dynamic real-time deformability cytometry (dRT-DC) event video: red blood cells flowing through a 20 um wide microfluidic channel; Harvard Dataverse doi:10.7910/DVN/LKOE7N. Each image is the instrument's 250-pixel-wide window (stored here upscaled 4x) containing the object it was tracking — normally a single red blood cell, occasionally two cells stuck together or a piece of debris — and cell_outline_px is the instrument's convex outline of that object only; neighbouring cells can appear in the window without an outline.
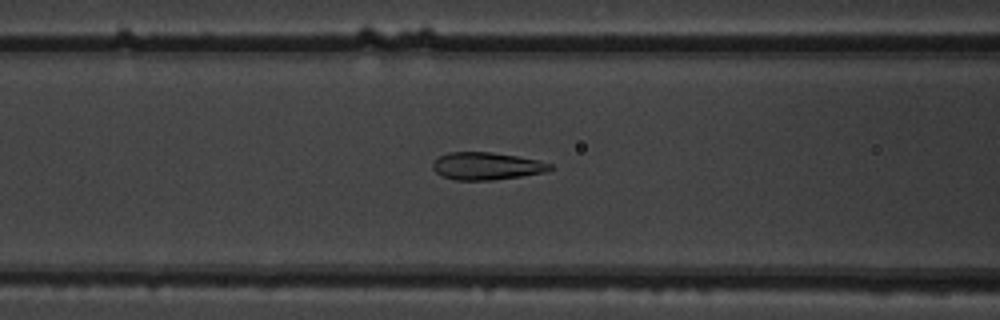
{"species": "common noctule bat (a hibernating species)", "species_latin": "Nyctalus noctula", "temperature_condition": "warm", "stored_images_in_passage": 52, "camera_frame_rate_fps": 3000, "um_per_image_px": 0.085, "animal": {"sex": "male", "body_mass_g": 19.5, "forearm_length_mm": 54.6}, "frame": {"image": 1, "passage_image": 21, "time_ms": 6.667, "image_size_px": [1000, 320], "cell_outline_px": [[556, 168], [544, 172], [520, 176], [492, 180], [456, 180], [440, 176], [432, 168], [432, 164], [440, 156], [448, 152], [492, 152], [516, 156], [536, 160], [552, 164]], "centroid_in_image_um": [41.35, 14.12], "position_along_channel_um": 125.3, "area_um2": 18.73}}
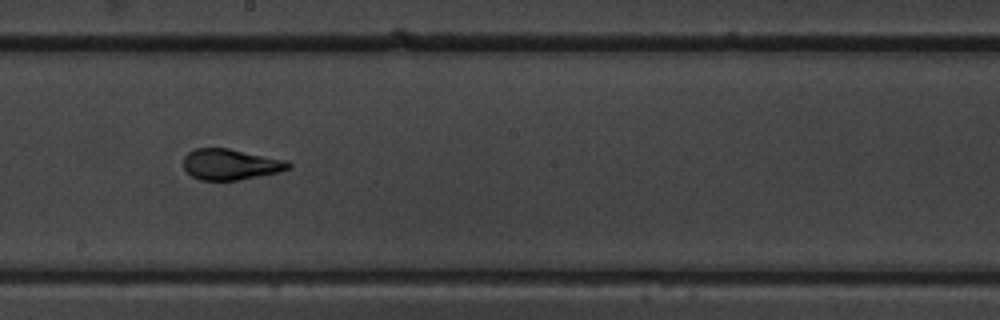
{"frame": {"image": 2, "passage_image": 29, "time_ms": 9.333, "image_size_px": [1000, 320], "cell_outline_px": [[292, 164], [288, 168], [280, 172], [240, 180], [200, 180], [192, 176], [184, 168], [184, 156], [188, 152], [196, 148], [228, 148], [288, 160]], "centroid_in_image_um": [19.62, 13.97], "position_along_channel_um": 228.6, "area_um2": 18.96}}
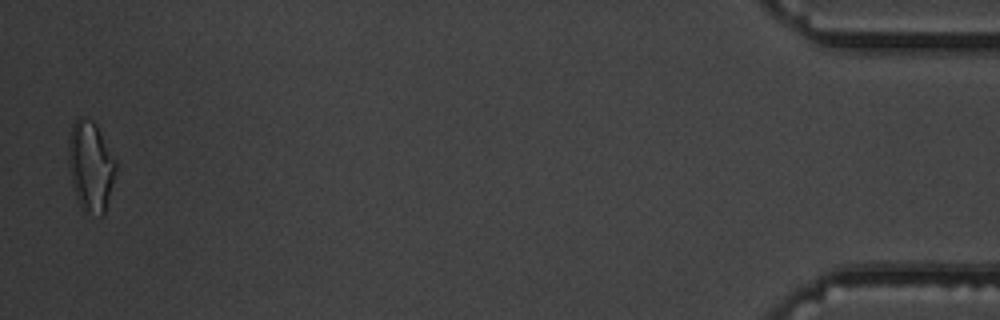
{"frame": {"image": 3, "passage_image": 51, "time_ms": 16.667, "image_size_px": [1000, 320], "cell_outline_px": [[116, 172], [104, 216], [100, 216], [80, 208], [76, 196], [68, 164], [68, 140], [72, 124], [80, 116], [92, 120], [96, 124], [116, 160]], "centroid_in_image_um": [7.71, 14.12], "position_along_channel_um": 427.5, "area_um2": 24.91}, "authors_computed_cell_mechanics": {"area_um2": 19.3052, "velocity_mm_per_s": 3.8882, "shape_relaxation_time_tau1_ms": 6.1915, "shape_relaxation_time_tau2_ms": 0.7346, "deformation_change_tau1": 0.1899, "deformation_change_tau2": 0.0573}}